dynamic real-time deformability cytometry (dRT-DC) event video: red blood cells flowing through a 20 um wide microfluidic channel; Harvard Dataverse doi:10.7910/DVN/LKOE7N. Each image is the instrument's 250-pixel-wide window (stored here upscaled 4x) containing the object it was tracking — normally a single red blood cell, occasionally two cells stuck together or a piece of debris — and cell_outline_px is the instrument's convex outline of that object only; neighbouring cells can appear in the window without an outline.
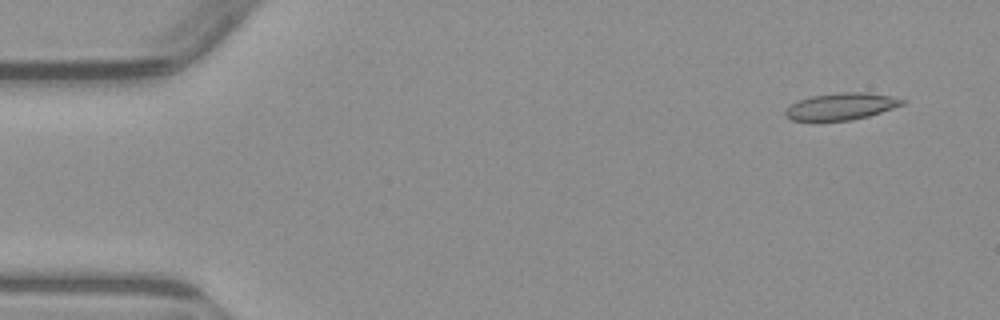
{"species": "common noctule bat (a hibernating species)", "species_latin": "Nyctalus noctula", "temperature_condition": "warm", "stored_images_in_passage": 3, "camera_frame_rate_fps": 3000, "um_per_image_px": 0.085, "animal": {"sex": "male", "body_mass_g": 23.1, "forearm_length_mm": 52.7}, "frame": {"image": 1, "passage_image": 1, "time_ms": 0.0, "image_size_px": [1000, 320], "cell_outline_px": [[908, 100], [904, 104], [868, 116], [852, 120], [792, 120], [784, 116], [784, 112], [792, 104], [800, 100], [812, 96], [840, 92], [868, 92], [892, 96]], "centroid_in_image_um": [71.54, 9.03], "position_along_channel_um": 13.5, "area_um2": 18.15}}